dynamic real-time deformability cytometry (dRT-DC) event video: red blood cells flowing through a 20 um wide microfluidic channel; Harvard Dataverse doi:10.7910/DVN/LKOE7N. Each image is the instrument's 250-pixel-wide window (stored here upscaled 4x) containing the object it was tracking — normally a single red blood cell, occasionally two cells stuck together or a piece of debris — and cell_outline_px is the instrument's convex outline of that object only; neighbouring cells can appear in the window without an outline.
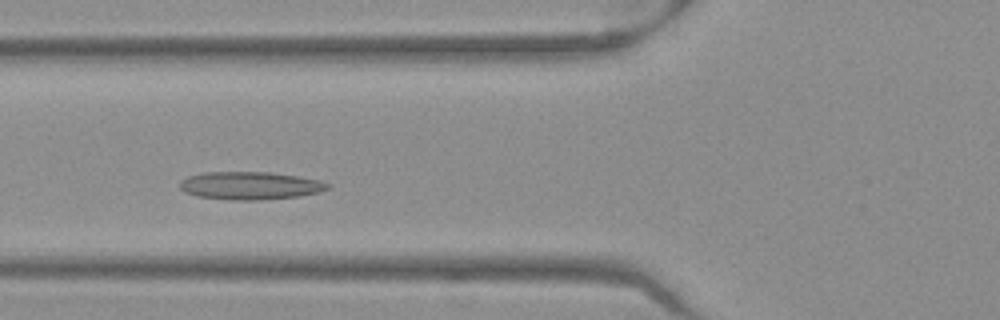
{"species": "Egyptian fruit bat (a non-hibernating species)", "species_latin": "Rousettus aegyptiacus", "temperature_condition": "warm", "stored_images_in_passage": 37, "camera_frame_rate_fps": 3000, "um_per_image_px": 0.085, "frame": {"image": 1, "passage_image": 13, "time_ms": 4.0, "image_size_px": [1000, 320], "cell_outline_px": [[332, 184], [328, 188], [320, 192], [300, 196], [260, 200], [232, 200], [196, 196], [184, 192], [180, 188], [180, 180], [188, 176], [204, 172], [272, 172], [320, 180]], "centroid_in_image_um": [21.26, 15.78], "position_along_channel_um": 104.5, "area_um2": 24.16}}
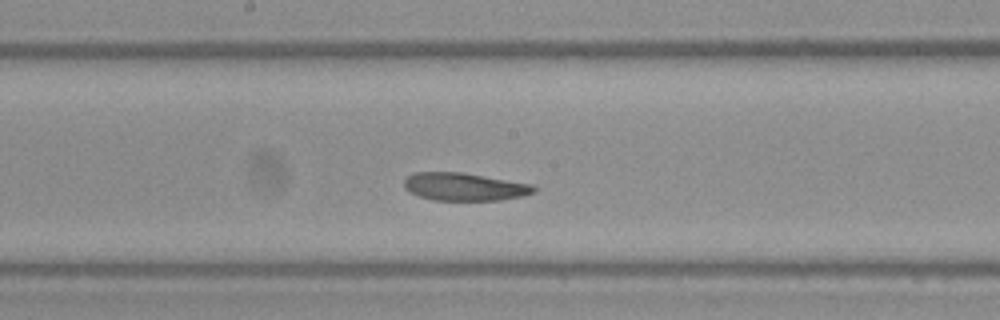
{"frame": {"image": 2, "passage_image": 21, "time_ms": 6.667, "image_size_px": [1000, 320], "cell_outline_px": [[536, 192], [524, 196], [500, 200], [432, 200], [420, 196], [404, 188], [404, 180], [412, 172], [464, 172], [532, 184], [536, 188]], "centroid_in_image_um": [39.5, 15.87], "position_along_channel_um": 208.7, "area_um2": 21.15}}
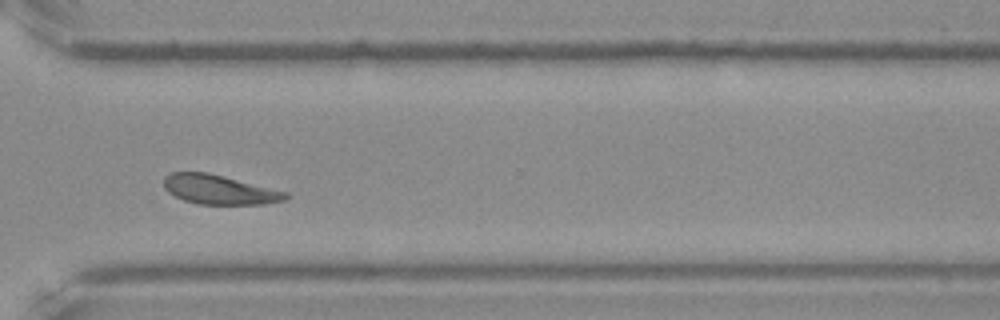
{"frame": {"image": 3, "passage_image": 32, "time_ms": 10.333, "image_size_px": [1000, 320], "cell_outline_px": [[292, 196], [284, 200], [264, 204], [200, 204], [184, 200], [168, 192], [164, 188], [164, 176], [172, 172], [208, 172], [288, 192]], "centroid_in_image_um": [18.66, 16.11], "position_along_channel_um": 351.9, "area_um2": 20.87}, "authors_computed_cell_mechanics": {"area_um2": 22.0796, "velocity_mm_per_s": 3.9098, "shape_relaxation_time_tau1_ms": 11.1164, "shape_relaxation_time_tau2_ms": 1.8452, "deformation_change_tau1": 0.1577, "deformation_change_tau2": 0.0683}}